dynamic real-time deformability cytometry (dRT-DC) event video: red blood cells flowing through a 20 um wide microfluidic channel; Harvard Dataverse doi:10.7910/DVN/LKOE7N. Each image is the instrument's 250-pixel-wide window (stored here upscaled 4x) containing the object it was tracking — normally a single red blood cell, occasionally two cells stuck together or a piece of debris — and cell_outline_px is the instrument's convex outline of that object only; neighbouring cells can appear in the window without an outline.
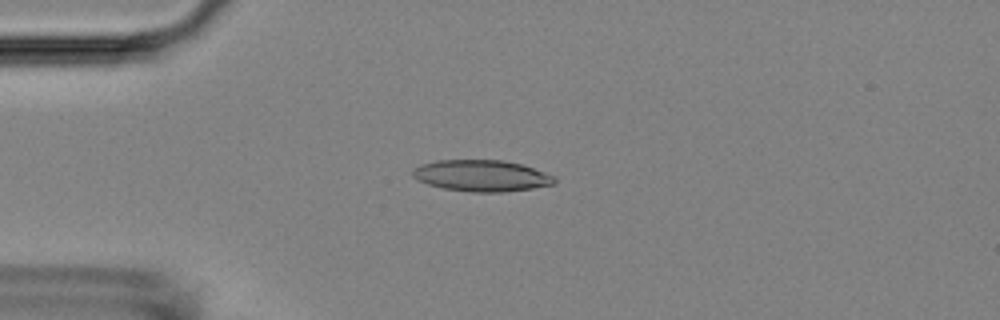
{"species": "Egyptian fruit bat (a non-hibernating species)", "species_latin": "Rousettus aegyptiacus", "temperature_condition": "room temperature", "stored_images_in_passage": 4, "camera_frame_rate_fps": 3000, "um_per_image_px": 0.085, "animal": {"sex": "female"}, "frame": {"image": 1, "passage_image": 1, "time_ms": 0.0, "image_size_px": [1000, 320], "cell_outline_px": [[556, 184], [532, 188], [504, 192], [472, 192], [444, 188], [428, 184], [416, 180], [412, 176], [412, 168], [436, 160], [500, 160], [520, 164], [532, 168], [552, 176], [556, 180]], "centroid_in_image_um": [40.89, 14.94], "position_along_channel_um": 44.1, "area_um2": 25.72}}